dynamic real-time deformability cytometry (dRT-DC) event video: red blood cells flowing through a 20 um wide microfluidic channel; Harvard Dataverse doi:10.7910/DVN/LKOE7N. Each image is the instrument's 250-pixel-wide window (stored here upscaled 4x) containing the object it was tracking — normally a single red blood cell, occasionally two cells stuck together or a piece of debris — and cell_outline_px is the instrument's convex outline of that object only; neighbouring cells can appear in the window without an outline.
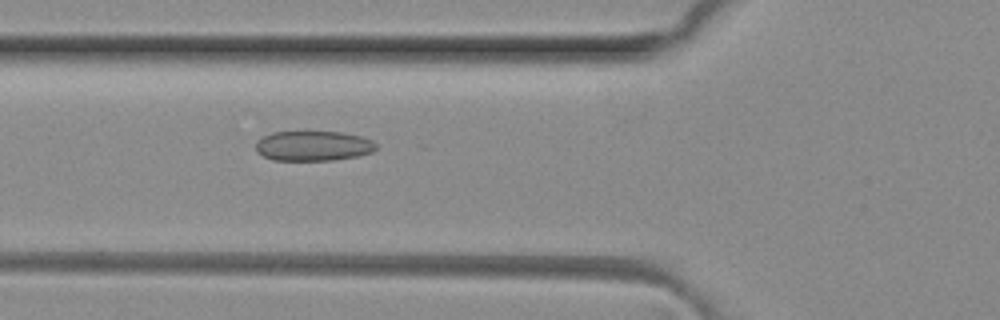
{"species": "common noctule bat (a hibernating species)", "species_latin": "Nyctalus noctula", "temperature_condition": "room temperature", "stored_images_in_passage": 3, "camera_frame_rate_fps": 3000, "um_per_image_px": 0.085, "animal": {"sex": "female", "body_mass_g": 29.2, "forearm_length_mm": 56.3}, "frame": {"image": 1, "passage_image": 3, "time_ms": 0.667, "image_size_px": [1000, 320], "cell_outline_px": [[376, 148], [372, 152], [360, 156], [332, 160], [272, 160], [256, 152], [256, 140], [272, 132], [340, 132], [360, 136], [372, 140], [376, 144]], "centroid_in_image_um": [26.62, 12.4], "position_along_channel_um": 99.2, "area_um2": 21.04}}